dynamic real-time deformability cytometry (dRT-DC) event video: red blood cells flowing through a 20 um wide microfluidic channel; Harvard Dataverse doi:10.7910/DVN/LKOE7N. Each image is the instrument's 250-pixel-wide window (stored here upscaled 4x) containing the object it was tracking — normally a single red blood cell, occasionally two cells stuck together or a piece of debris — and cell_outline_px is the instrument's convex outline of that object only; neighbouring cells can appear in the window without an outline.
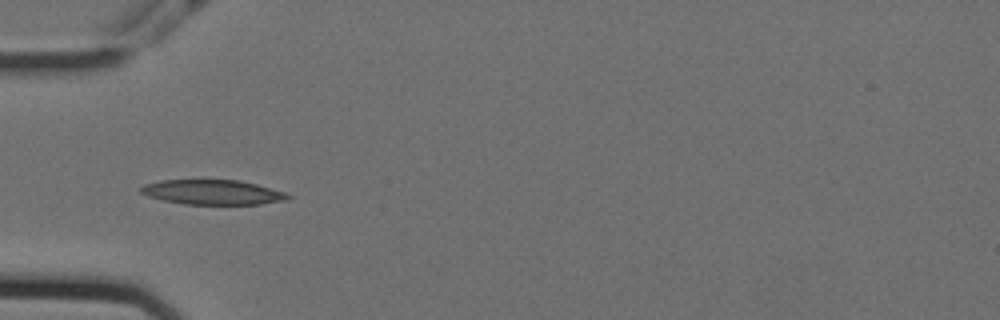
{"species": "Egyptian fruit bat (a non-hibernating species)", "species_latin": "Rousettus aegyptiacus", "temperature_condition": "cold", "stored_images_in_passage": 3, "camera_frame_rate_fps": 3000, "um_per_image_px": 0.085, "animal": {"sex": "female"}, "frame": {"image": 1, "passage_image": 1, "time_ms": 0.0, "image_size_px": [1000, 320], "cell_outline_px": [[292, 196], [288, 200], [260, 204], [184, 204], [164, 200], [148, 196], [140, 192], [136, 188], [144, 184], [160, 180], [240, 180], [256, 184], [284, 192]], "centroid_in_image_um": [18.04, 16.33], "position_along_channel_um": 67.0, "area_um2": 21.27}}